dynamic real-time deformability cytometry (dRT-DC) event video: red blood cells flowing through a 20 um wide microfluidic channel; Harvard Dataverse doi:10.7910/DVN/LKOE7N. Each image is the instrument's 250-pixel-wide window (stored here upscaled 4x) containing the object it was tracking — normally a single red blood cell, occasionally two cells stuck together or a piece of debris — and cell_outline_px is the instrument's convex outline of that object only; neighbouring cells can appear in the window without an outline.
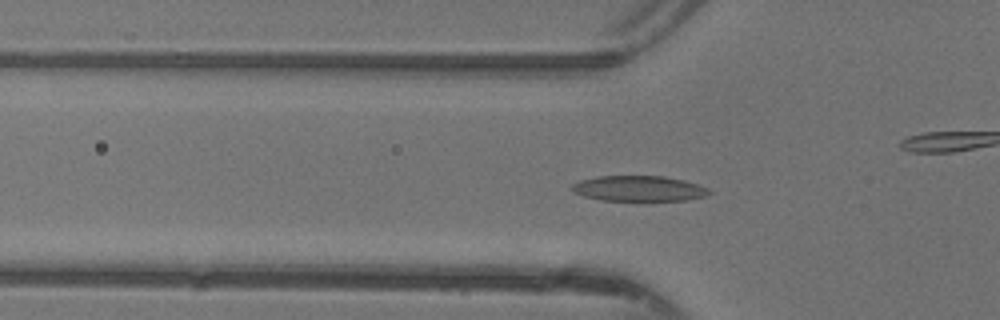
{"species": "common noctule bat (a hibernating species)", "species_latin": "Nyctalus noctula", "temperature_condition": "warm", "stored_images_in_passage": 38, "camera_frame_rate_fps": 3000, "um_per_image_px": 0.085, "animal": {"sex": "female"}, "frame": {"image": 1, "passage_image": 6, "time_ms": 1.667, "image_size_px": [1000, 320], "cell_outline_px": [[712, 192], [704, 196], [688, 200], [600, 200], [584, 196], [572, 192], [572, 184], [580, 180], [596, 176], [664, 176], [684, 180], [708, 188]], "centroid_in_image_um": [54.28, 16.02], "position_along_channel_um": 71.5, "area_um2": 20.29}}
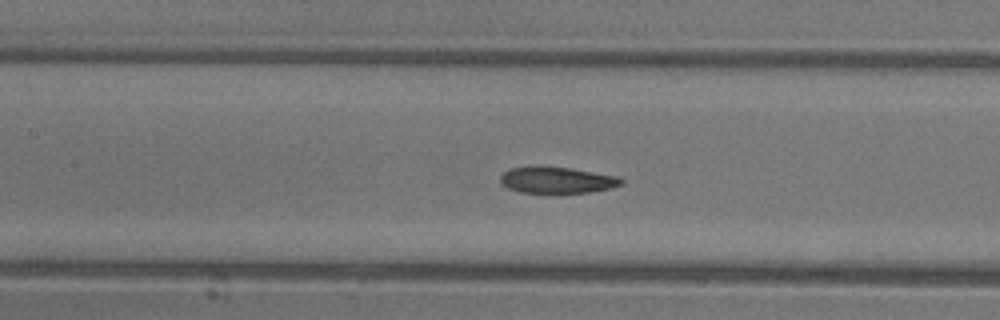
{"frame": {"image": 2, "passage_image": 12, "time_ms": 3.667, "image_size_px": [1000, 320], "cell_outline_px": [[624, 184], [612, 188], [588, 192], [560, 196], [556, 196], [520, 192], [508, 188], [500, 184], [500, 176], [508, 168], [536, 164], [568, 168], [620, 176], [624, 180]], "centroid_in_image_um": [47.31, 15.33], "position_along_channel_um": 160.1, "area_um2": 20.0}}
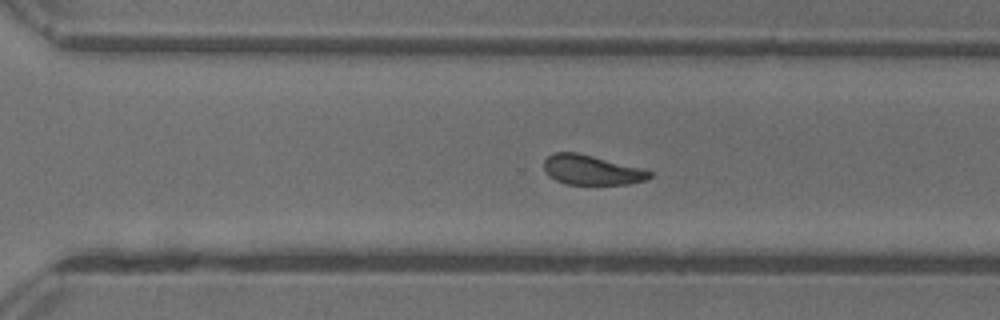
{"frame": {"image": 3, "passage_image": 23, "time_ms": 7.333, "image_size_px": [1000, 320], "cell_outline_px": [[652, 176], [644, 180], [628, 184], [568, 184], [556, 180], [548, 176], [544, 172], [544, 160], [552, 152], [576, 152], [640, 168], [652, 172]], "centroid_in_image_um": [50.22, 14.45], "position_along_channel_um": 320.4, "area_um2": 18.09}, "authors_computed_cell_mechanics": {"area_um2": 19.3919, "velocity_mm_per_s": 4.3898, "shape_relaxation_time_tau1_ms": 3.8203, "shape_relaxation_time_tau2_ms": 2.3517, "deformation_change_tau1": 0.1319, "deformation_change_tau2": 0.0876}}